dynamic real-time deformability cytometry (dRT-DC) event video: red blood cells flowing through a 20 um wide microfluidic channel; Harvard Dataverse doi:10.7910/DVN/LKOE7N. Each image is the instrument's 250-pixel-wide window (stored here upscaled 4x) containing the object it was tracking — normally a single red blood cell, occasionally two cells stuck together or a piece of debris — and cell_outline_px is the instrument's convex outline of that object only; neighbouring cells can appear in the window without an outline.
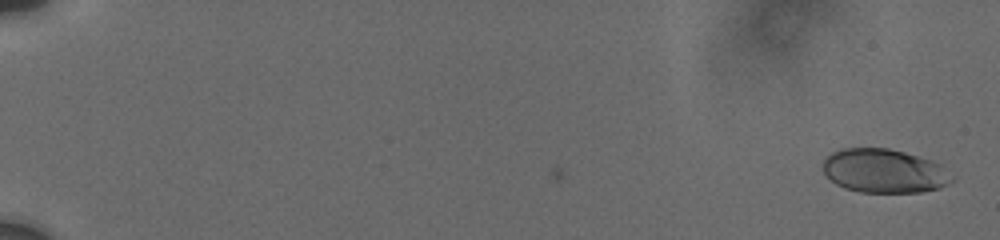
{"species": "human", "species_latin": "Homo sapiens", "temperature_condition": "cold", "stored_images_in_passage": 79, "camera_frame_rate_fps": 3000, "um_per_image_px": 0.085, "donor": {"sex": "male"}, "frame": {"image": 1, "passage_image": 2, "time_ms": 0.333, "image_size_px": [1000, 240], "cell_outline_px": [[956, 180], [940, 188], [920, 192], [860, 192], [844, 188], [836, 184], [824, 172], [824, 160], [832, 152], [844, 148], [888, 148], [904, 152], [940, 164], [956, 176]], "centroid_in_image_um": [75.21, 14.54], "position_along_channel_um": 9.8, "area_um2": 32.95}}
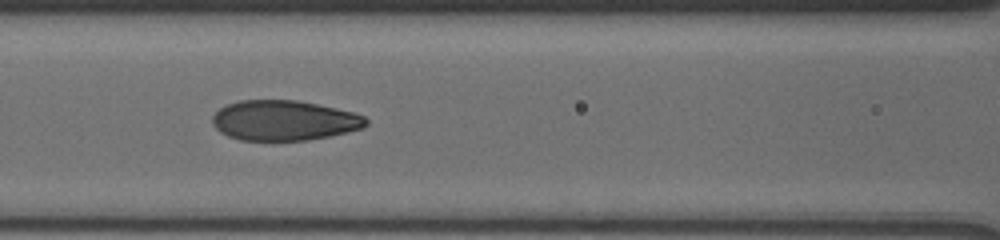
{"frame": {"image": 2, "passage_image": 45, "time_ms": 9.333, "image_size_px": [1000, 240], "cell_outline_px": [[368, 124], [360, 128], [348, 132], [332, 136], [308, 140], [240, 140], [228, 136], [220, 132], [212, 124], [212, 116], [220, 108], [228, 104], [240, 100], [296, 100], [336, 108], [352, 112], [364, 116], [368, 120]], "centroid_in_image_um": [24.14, 10.24], "position_along_channel_um": 142.5, "area_um2": 35.89}}
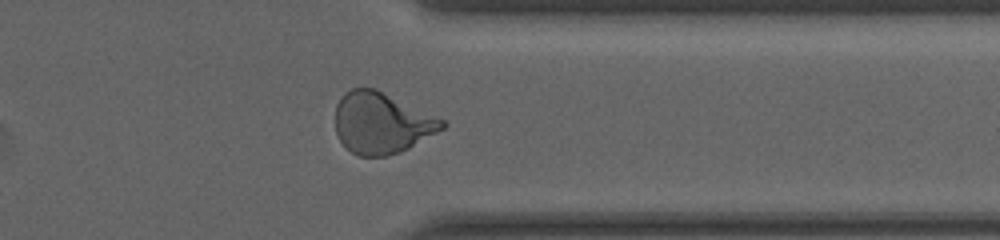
{"frame": {"image": 3, "passage_image": 79, "time_ms": 15.667, "image_size_px": [1000, 240], "cell_outline_px": [[448, 124], [444, 128], [408, 148], [400, 152], [388, 156], [360, 156], [352, 152], [340, 140], [336, 132], [336, 104], [340, 96], [344, 92], [352, 88], [376, 88], [444, 120]], "centroid_in_image_um": [32.42, 10.44], "position_along_channel_um": 379.0, "area_um2": 37.92}, "authors_computed_cell_mechanics": {"area_um2": 35.8938, "velocity_mm_per_s": 3.7529, "shape_relaxation_time_tau1_ms": 4.6033, "shape_relaxation_time_tau2_ms": 0.8917, "deformation_change_tau1": 0.1652, "deformation_change_tau2": 0.0557}}